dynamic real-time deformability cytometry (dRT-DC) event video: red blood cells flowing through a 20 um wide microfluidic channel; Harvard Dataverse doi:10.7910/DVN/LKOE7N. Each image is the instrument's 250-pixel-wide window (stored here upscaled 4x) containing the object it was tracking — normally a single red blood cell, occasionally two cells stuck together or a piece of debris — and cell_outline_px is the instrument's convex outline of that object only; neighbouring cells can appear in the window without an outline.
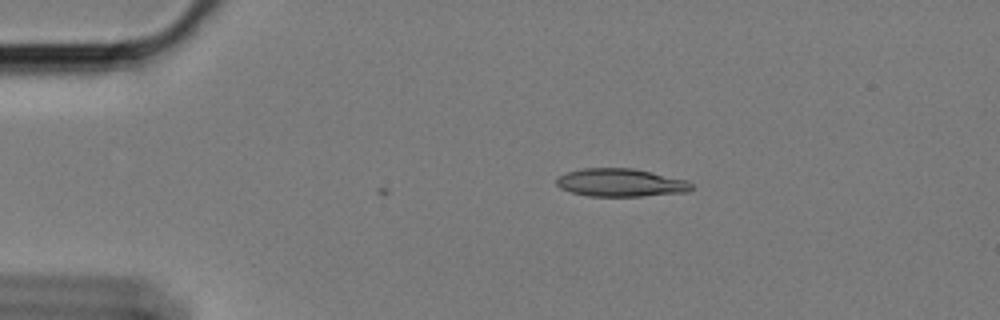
{"species": "Egyptian fruit bat (a non-hibernating species)", "species_latin": "Rousettus aegyptiacus", "temperature_condition": "cold", "stored_images_in_passage": 7, "camera_frame_rate_fps": 3000, "um_per_image_px": 0.085, "animal": {"sex": "female"}, "frame": {"image": 1, "passage_image": 1, "time_ms": 0.0, "image_size_px": [1000, 320], "cell_outline_px": [[692, 188], [688, 192], [640, 196], [588, 196], [572, 192], [560, 188], [556, 184], [556, 180], [560, 176], [568, 172], [584, 168], [632, 168], [688, 180], [692, 184]], "centroid_in_image_um": [52.77, 15.53], "position_along_channel_um": 32.2, "area_um2": 21.91}}